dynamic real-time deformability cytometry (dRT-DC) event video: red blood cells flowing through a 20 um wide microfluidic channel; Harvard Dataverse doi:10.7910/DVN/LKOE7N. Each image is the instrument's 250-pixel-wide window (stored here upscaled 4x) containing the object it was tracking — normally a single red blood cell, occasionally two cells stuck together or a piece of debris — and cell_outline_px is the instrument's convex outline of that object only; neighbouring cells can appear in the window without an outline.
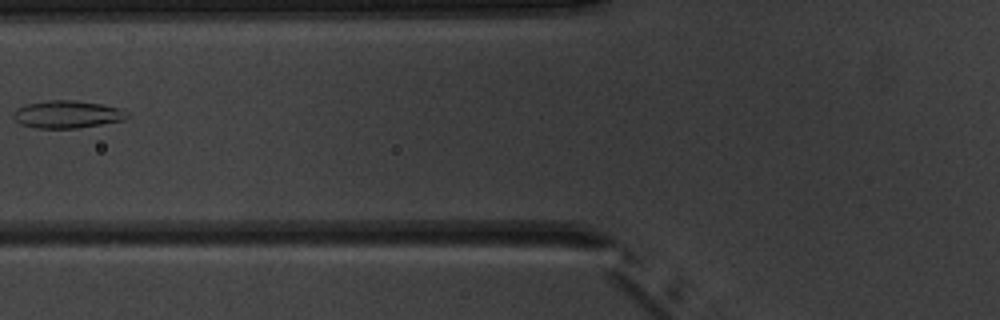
{"species": "common noctule bat (a hibernating species)", "species_latin": "Nyctalus noctula", "temperature_condition": "warm", "stored_images_in_passage": 3, "camera_frame_rate_fps": 3000, "um_per_image_px": 0.085, "animal": {"sex": "male", "body_mass_g": 20.1, "forearm_length_mm": 53.5}, "frame": {"image": 1, "passage_image": 3, "time_ms": 2.333, "image_size_px": [1000, 320], "cell_outline_px": [[128, 116], [124, 120], [76, 128], [36, 128], [20, 124], [12, 116], [12, 112], [16, 108], [28, 104], [48, 100], [76, 100], [100, 104], [120, 108], [128, 112]], "centroid_in_image_um": [5.69, 9.71], "position_along_channel_um": 120.1, "area_um2": 18.21}}